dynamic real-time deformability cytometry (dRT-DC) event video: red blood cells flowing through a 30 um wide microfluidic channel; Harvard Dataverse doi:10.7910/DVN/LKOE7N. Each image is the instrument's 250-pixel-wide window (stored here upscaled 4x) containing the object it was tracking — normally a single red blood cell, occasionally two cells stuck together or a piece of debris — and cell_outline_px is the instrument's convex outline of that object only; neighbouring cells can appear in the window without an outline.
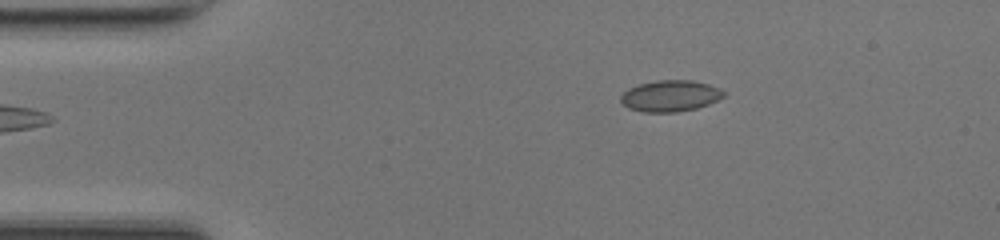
{"species": "common noctule bat (a hibernating species)", "species_latin": "Nyctalus noctula", "temperature_condition": "room temperature", "stored_images_in_passage": 34, "camera_frame_rate_fps": 3000, "um_per_image_px": 0.085, "animal": {"sex": "female", "body_mass_g": 17.0, "forearm_length_mm": 48.0}, "frame": {"image": 1, "passage_image": 1, "time_ms": 0.0, "image_size_px": [1000, 240], "cell_outline_px": [[724, 96], [708, 104], [696, 108], [676, 112], [644, 112], [628, 108], [620, 100], [620, 96], [628, 88], [640, 84], [656, 80], [692, 80], [708, 84], [720, 88], [724, 92]], "centroid_in_image_um": [56.96, 8.15], "position_along_channel_um": 28.0, "area_um2": 18.67}}
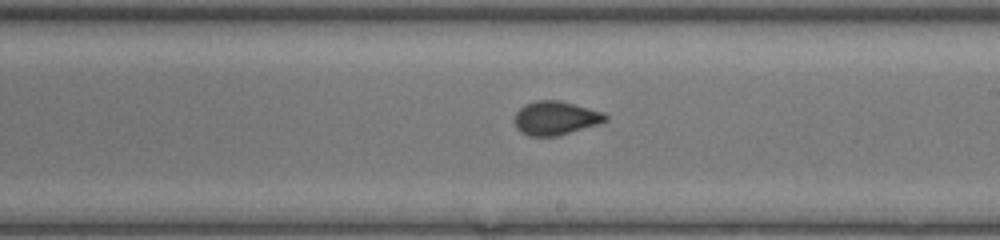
{"frame": {"image": 2, "passage_image": 20, "time_ms": 6.333, "image_size_px": [1000, 240], "cell_outline_px": [[608, 120], [596, 124], [556, 136], [528, 136], [520, 132], [516, 128], [512, 120], [516, 112], [524, 104], [536, 100], [560, 100], [604, 112], [608, 116]], "centroid_in_image_um": [47.17, 10.02], "position_along_channel_um": 241.8, "area_um2": 17.98}}
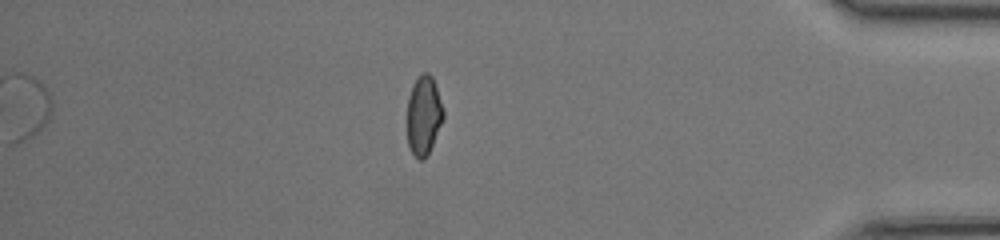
{"frame": {"image": 3, "passage_image": 34, "time_ms": 11.0, "image_size_px": [1000, 240], "cell_outline_px": [[444, 120], [428, 156], [424, 160], [420, 160], [412, 152], [408, 144], [408, 96], [412, 84], [424, 72], [428, 72], [432, 76], [444, 108]], "centroid_in_image_um": [36.04, 9.83], "position_along_channel_um": 399.2, "area_um2": 16.88}, "authors_computed_cell_mechanics": {"area_um2": 17.7446, "velocity_mm_per_s": 4.2493, "shape_relaxation_time_tau1_ms": 7.0855, "shape_relaxation_time_tau2_ms": null, "deformation_change_tau1": 0.1293, "deformation_change_tau2": null}}